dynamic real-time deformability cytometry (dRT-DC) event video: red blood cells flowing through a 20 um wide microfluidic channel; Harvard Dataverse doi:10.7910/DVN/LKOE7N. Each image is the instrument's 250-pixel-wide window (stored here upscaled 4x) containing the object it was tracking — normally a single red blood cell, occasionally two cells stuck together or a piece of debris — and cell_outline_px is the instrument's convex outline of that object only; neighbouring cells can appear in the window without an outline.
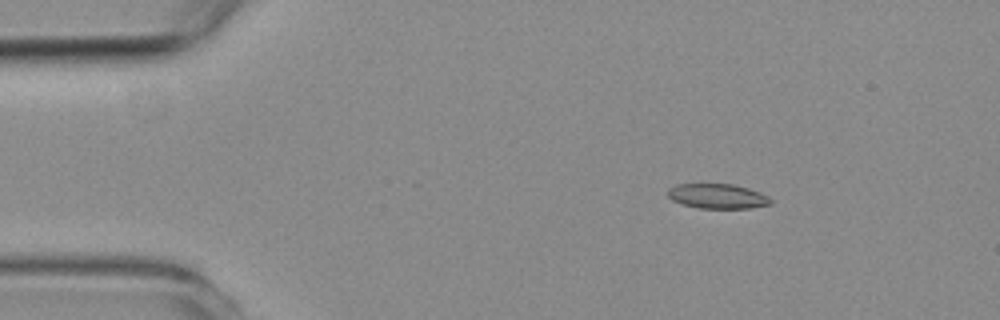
{"species": "common noctule bat (a hibernating species)", "species_latin": "Nyctalus noctula", "temperature_condition": "room temperature", "stored_images_in_passage": 49, "camera_frame_rate_fps": 3000, "um_per_image_px": 0.085, "animal": {"sex": "female", "body_mass_g": 19.3, "forearm_length_mm": 54.1}, "frame": {"image": 1, "passage_image": 3, "time_ms": 0.667, "image_size_px": [1000, 320], "cell_outline_px": [[772, 204], [748, 208], [700, 208], [680, 204], [672, 200], [668, 196], [668, 188], [676, 184], [732, 184], [748, 188], [760, 192], [768, 196], [772, 200]], "centroid_in_image_um": [60.98, 16.67], "position_along_channel_um": 24.0, "area_um2": 14.91}}
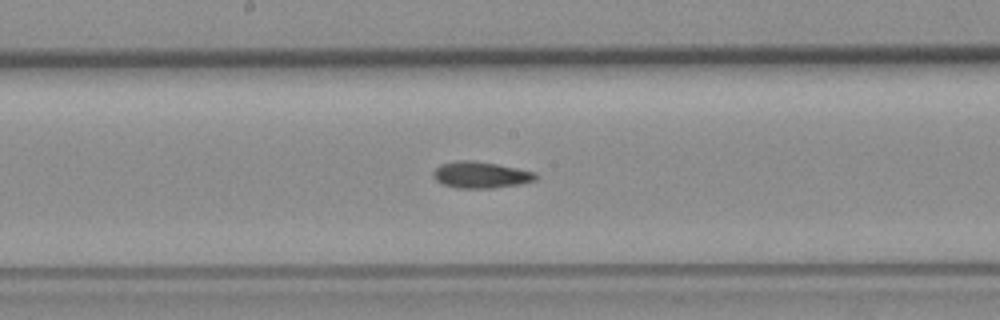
{"frame": {"image": 2, "passage_image": 23, "time_ms": 7.333, "image_size_px": [1000, 320], "cell_outline_px": [[536, 180], [520, 184], [496, 188], [456, 188], [440, 184], [432, 176], [432, 172], [440, 164], [456, 160], [472, 160], [496, 164], [536, 172]], "centroid_in_image_um": [40.81, 14.87], "position_along_channel_um": 207.4, "area_um2": 15.95}}
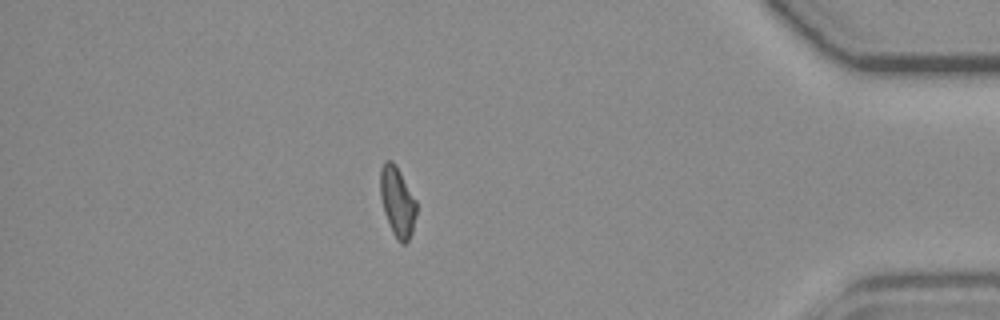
{"frame": {"image": 3, "passage_image": 42, "time_ms": 13.667, "image_size_px": [1000, 320], "cell_outline_px": [[416, 212], [412, 232], [408, 240], [404, 244], [400, 244], [396, 240], [392, 232], [384, 212], [380, 196], [380, 168], [384, 160], [392, 160], [396, 164], [416, 200]], "centroid_in_image_um": [33.76, 17.13], "position_along_channel_um": 401.4, "area_um2": 14.85}, "authors_computed_cell_mechanics": {"area_um2": 15.1436, "velocity_mm_per_s": 3.7905, "shape_relaxation_time_tau1_ms": null, "shape_relaxation_time_tau2_ms": 8.3158, "deformation_change_tau1": null, "deformation_change_tau2": 0.1512}}